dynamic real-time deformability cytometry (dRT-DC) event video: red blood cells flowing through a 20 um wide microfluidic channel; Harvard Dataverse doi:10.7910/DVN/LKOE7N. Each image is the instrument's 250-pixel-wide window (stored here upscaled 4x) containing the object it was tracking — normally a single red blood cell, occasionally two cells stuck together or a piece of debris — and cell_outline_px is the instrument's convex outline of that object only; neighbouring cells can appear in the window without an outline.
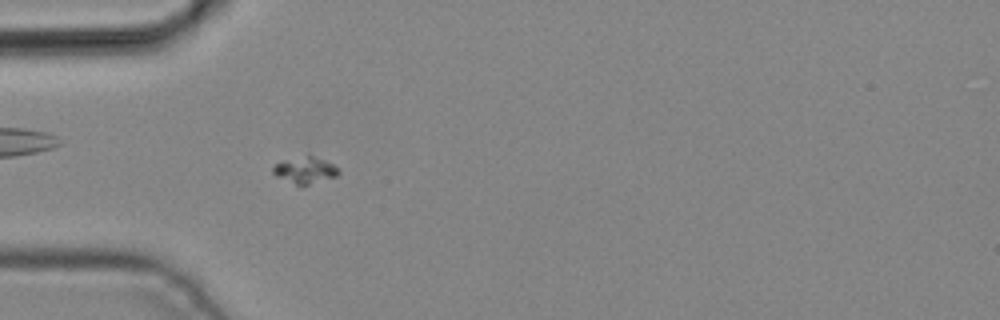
{"species": "common noctule bat (a hibernating species)", "species_latin": "Nyctalus noctula", "temperature_condition": "cold", "stored_images_in_passage": 5, "camera_frame_rate_fps": 3000, "um_per_image_px": 0.085, "animal": {"sex": "male", "body_mass_g": 19.2, "forearm_length_mm": 51.8}, "frame": {"image": 1, "passage_image": 5, "time_ms": 1.333, "image_size_px": [1000, 320], "cell_outline_px": [[340, 172], [336, 176], [300, 188], [276, 176], [272, 172], [272, 168], [276, 164], [284, 160], [308, 156], [312, 156], [324, 160], [332, 164]], "centroid_in_image_um": [25.9, 14.52], "position_along_channel_um": 59.1, "area_um2": 10.12}}